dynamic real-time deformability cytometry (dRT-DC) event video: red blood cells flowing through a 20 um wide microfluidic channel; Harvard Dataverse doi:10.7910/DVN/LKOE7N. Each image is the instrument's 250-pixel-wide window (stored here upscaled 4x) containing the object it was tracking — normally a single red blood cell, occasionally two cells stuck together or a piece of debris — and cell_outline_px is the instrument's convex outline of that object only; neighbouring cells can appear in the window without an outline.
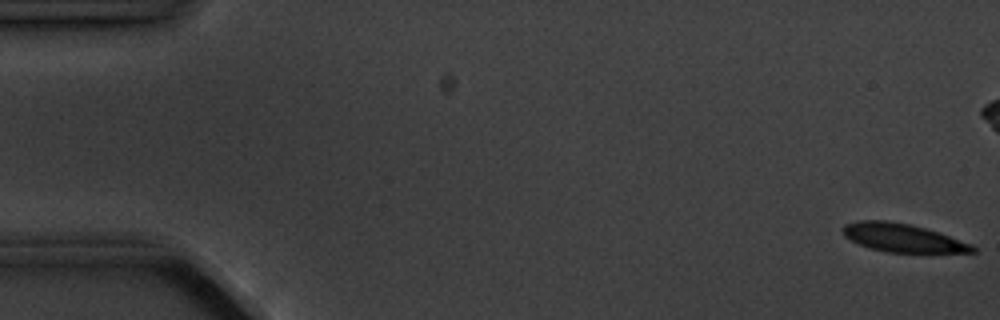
{"species": "common noctule bat (a hibernating species)", "species_latin": "Nyctalus noctula", "temperature_condition": "cold", "stored_images_in_passage": 6, "camera_frame_rate_fps": 3000, "um_per_image_px": 0.085, "animal": {"sex": "male", "body_mass_g": 20.1, "forearm_length_mm": 53.5}, "frame": {"image": 1, "passage_image": 1, "time_ms": 0.0, "image_size_px": [1000, 320], "cell_outline_px": [[976, 252], [888, 252], [872, 248], [860, 244], [844, 236], [840, 228], [844, 224], [860, 220], [888, 220], [908, 224], [924, 228], [972, 244], [976, 248]], "centroid_in_image_um": [76.67, 20.2], "position_along_channel_um": 8.3, "area_um2": 21.04}}